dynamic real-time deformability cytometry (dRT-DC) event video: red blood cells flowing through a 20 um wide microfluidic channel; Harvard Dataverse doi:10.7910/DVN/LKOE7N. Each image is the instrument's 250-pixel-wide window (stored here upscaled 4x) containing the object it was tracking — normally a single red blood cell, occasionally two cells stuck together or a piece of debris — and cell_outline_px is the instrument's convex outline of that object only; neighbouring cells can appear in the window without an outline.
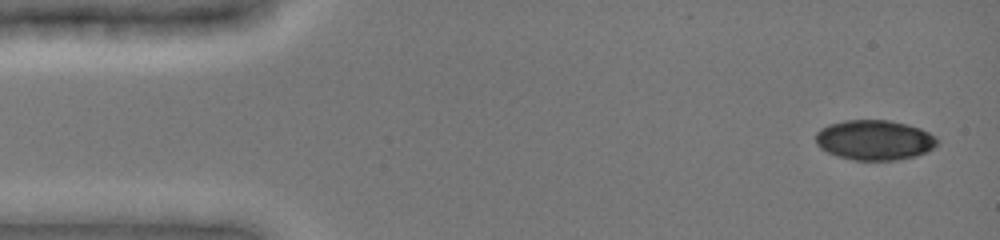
{"species": "common noctule bat (a hibernating species)", "species_latin": "Nyctalus noctula", "temperature_condition": "cold", "stored_images_in_passage": 14, "camera_frame_rate_fps": 3000, "um_per_image_px": 0.085, "animal": {"sex": "female", "body_mass_g": 19.0, "forearm_length_mm": 51.5}, "frame": {"image": 1, "passage_image": 1, "time_ms": 0.0, "image_size_px": [1000, 240], "cell_outline_px": [[940, 140], [932, 148], [916, 156], [896, 160], [852, 160], [836, 156], [820, 148], [816, 144], [816, 132], [820, 128], [828, 124], [844, 120], [888, 120], [908, 124], [920, 128], [936, 136]], "centroid_in_image_um": [74.31, 11.9], "position_along_channel_um": 10.7, "area_um2": 28.55}}
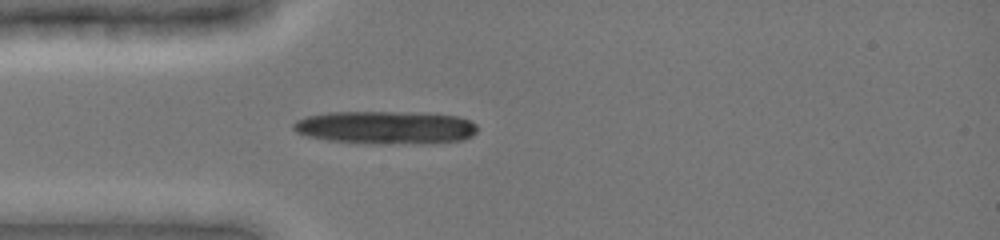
{"frame": {"image": 2, "passage_image": 9, "time_ms": 3.667, "image_size_px": [1000, 240], "cell_outline_px": [[476, 132], [472, 136], [464, 140], [424, 144], [372, 144], [328, 140], [308, 136], [296, 132], [292, 128], [292, 124], [296, 120], [304, 116], [328, 112], [408, 112], [456, 116], [468, 120], [476, 124]], "centroid_in_image_um": [32.75, 10.85], "position_along_channel_um": 52.2, "area_um2": 35.78}}